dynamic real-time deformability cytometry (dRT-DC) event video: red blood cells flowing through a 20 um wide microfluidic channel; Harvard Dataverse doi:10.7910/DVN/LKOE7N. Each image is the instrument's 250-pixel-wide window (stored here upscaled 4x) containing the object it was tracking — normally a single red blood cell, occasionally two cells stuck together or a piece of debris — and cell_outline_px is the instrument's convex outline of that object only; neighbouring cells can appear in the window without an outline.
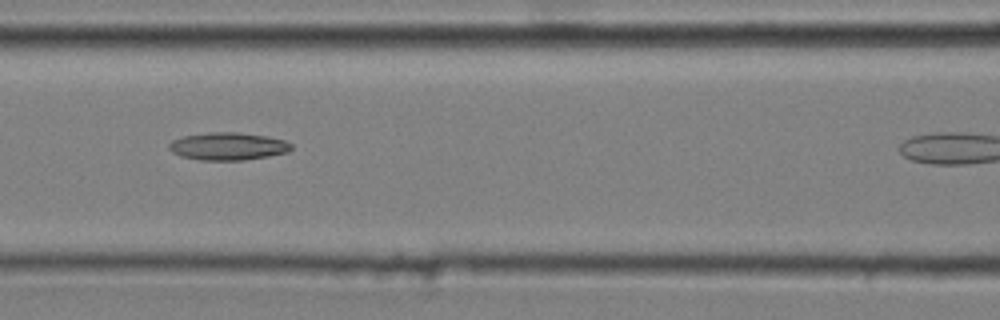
{"species": "common noctule bat (a hibernating species)", "species_latin": "Nyctalus noctula", "temperature_condition": "cold", "stored_images_in_passage": 4, "camera_frame_rate_fps": 3000, "um_per_image_px": 0.085, "animal": {"sex": "male", "body_mass_g": 20.4}, "frame": {"image": 1, "passage_image": 3, "time_ms": 0.667, "image_size_px": [1000, 320], "cell_outline_px": [[292, 148], [288, 152], [268, 156], [244, 160], [200, 160], [180, 156], [172, 152], [168, 148], [168, 144], [172, 140], [184, 136], [208, 132], [236, 132], [268, 136], [284, 140], [292, 144]], "centroid_in_image_um": [19.37, 12.43], "position_along_channel_um": 147.2, "area_um2": 19.77}}